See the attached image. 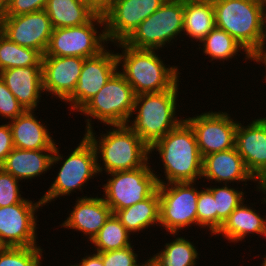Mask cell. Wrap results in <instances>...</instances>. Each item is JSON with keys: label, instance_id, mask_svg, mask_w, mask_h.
Returning <instances> with one entry per match:
<instances>
[{"label": "cell", "instance_id": "1", "mask_svg": "<svg viewBox=\"0 0 266 266\" xmlns=\"http://www.w3.org/2000/svg\"><path fill=\"white\" fill-rule=\"evenodd\" d=\"M154 151L159 152L166 178L157 176L158 184L201 179L203 158L194 130L185 119L150 147V154Z\"/></svg>", "mask_w": 266, "mask_h": 266}, {"label": "cell", "instance_id": "2", "mask_svg": "<svg viewBox=\"0 0 266 266\" xmlns=\"http://www.w3.org/2000/svg\"><path fill=\"white\" fill-rule=\"evenodd\" d=\"M93 131L88 130L85 136L95 148L99 174L134 170L148 163L150 147L128 125H113L100 137Z\"/></svg>", "mask_w": 266, "mask_h": 266}, {"label": "cell", "instance_id": "3", "mask_svg": "<svg viewBox=\"0 0 266 266\" xmlns=\"http://www.w3.org/2000/svg\"><path fill=\"white\" fill-rule=\"evenodd\" d=\"M114 45L122 48V53L116 52L118 67L122 66L120 73L136 95L163 92L172 89L179 82L180 68L166 65L161 56L158 57L156 50L135 49L124 42Z\"/></svg>", "mask_w": 266, "mask_h": 266}, {"label": "cell", "instance_id": "4", "mask_svg": "<svg viewBox=\"0 0 266 266\" xmlns=\"http://www.w3.org/2000/svg\"><path fill=\"white\" fill-rule=\"evenodd\" d=\"M178 87L179 82L172 89L163 92L136 95L132 116L136 115L127 125L149 147L184 120L178 119L176 115Z\"/></svg>", "mask_w": 266, "mask_h": 266}, {"label": "cell", "instance_id": "5", "mask_svg": "<svg viewBox=\"0 0 266 266\" xmlns=\"http://www.w3.org/2000/svg\"><path fill=\"white\" fill-rule=\"evenodd\" d=\"M266 0H213L216 27L231 35L251 56L261 45Z\"/></svg>", "mask_w": 266, "mask_h": 266}, {"label": "cell", "instance_id": "6", "mask_svg": "<svg viewBox=\"0 0 266 266\" xmlns=\"http://www.w3.org/2000/svg\"><path fill=\"white\" fill-rule=\"evenodd\" d=\"M136 94L118 69L78 112L85 115V132L94 128L92 119L108 126L127 125L132 117ZM90 117V118H89Z\"/></svg>", "mask_w": 266, "mask_h": 266}, {"label": "cell", "instance_id": "7", "mask_svg": "<svg viewBox=\"0 0 266 266\" xmlns=\"http://www.w3.org/2000/svg\"><path fill=\"white\" fill-rule=\"evenodd\" d=\"M184 0H166L164 4L141 22L124 41L135 49L158 50L182 36ZM180 34V35H179ZM172 41V42H171Z\"/></svg>", "mask_w": 266, "mask_h": 266}, {"label": "cell", "instance_id": "8", "mask_svg": "<svg viewBox=\"0 0 266 266\" xmlns=\"http://www.w3.org/2000/svg\"><path fill=\"white\" fill-rule=\"evenodd\" d=\"M95 25L103 27L101 33ZM105 44H108L105 35V19L102 14H96L86 24L53 29L43 56L89 58L98 55L106 46L108 48Z\"/></svg>", "mask_w": 266, "mask_h": 266}, {"label": "cell", "instance_id": "9", "mask_svg": "<svg viewBox=\"0 0 266 266\" xmlns=\"http://www.w3.org/2000/svg\"><path fill=\"white\" fill-rule=\"evenodd\" d=\"M63 159L54 182L40 198L43 205L58 197L60 199V196H70V193L81 190L90 179L99 175L95 148L85 135L72 153Z\"/></svg>", "mask_w": 266, "mask_h": 266}, {"label": "cell", "instance_id": "10", "mask_svg": "<svg viewBox=\"0 0 266 266\" xmlns=\"http://www.w3.org/2000/svg\"><path fill=\"white\" fill-rule=\"evenodd\" d=\"M195 185L196 182L158 184L159 226L175 237L180 229L197 226L199 190Z\"/></svg>", "mask_w": 266, "mask_h": 266}, {"label": "cell", "instance_id": "11", "mask_svg": "<svg viewBox=\"0 0 266 266\" xmlns=\"http://www.w3.org/2000/svg\"><path fill=\"white\" fill-rule=\"evenodd\" d=\"M148 162L145 166L127 171L108 173L102 185L105 203L113 214L151 196L158 188L157 174Z\"/></svg>", "mask_w": 266, "mask_h": 266}, {"label": "cell", "instance_id": "12", "mask_svg": "<svg viewBox=\"0 0 266 266\" xmlns=\"http://www.w3.org/2000/svg\"><path fill=\"white\" fill-rule=\"evenodd\" d=\"M33 202L25 198L21 203L0 207V247L38 246L36 212L44 205L41 199Z\"/></svg>", "mask_w": 266, "mask_h": 266}, {"label": "cell", "instance_id": "13", "mask_svg": "<svg viewBox=\"0 0 266 266\" xmlns=\"http://www.w3.org/2000/svg\"><path fill=\"white\" fill-rule=\"evenodd\" d=\"M193 128L202 158L235 147L238 121L227 112H204L185 119Z\"/></svg>", "mask_w": 266, "mask_h": 266}, {"label": "cell", "instance_id": "14", "mask_svg": "<svg viewBox=\"0 0 266 266\" xmlns=\"http://www.w3.org/2000/svg\"><path fill=\"white\" fill-rule=\"evenodd\" d=\"M166 0H113L103 14L109 43L124 42L138 25L160 8Z\"/></svg>", "mask_w": 266, "mask_h": 266}, {"label": "cell", "instance_id": "15", "mask_svg": "<svg viewBox=\"0 0 266 266\" xmlns=\"http://www.w3.org/2000/svg\"><path fill=\"white\" fill-rule=\"evenodd\" d=\"M118 69L116 53L107 48L96 56L85 58L76 88L64 102L71 105V111L78 112Z\"/></svg>", "mask_w": 266, "mask_h": 266}, {"label": "cell", "instance_id": "16", "mask_svg": "<svg viewBox=\"0 0 266 266\" xmlns=\"http://www.w3.org/2000/svg\"><path fill=\"white\" fill-rule=\"evenodd\" d=\"M52 31L51 21L45 10L7 16L0 26V32L10 41L35 49L42 56L46 52Z\"/></svg>", "mask_w": 266, "mask_h": 266}, {"label": "cell", "instance_id": "17", "mask_svg": "<svg viewBox=\"0 0 266 266\" xmlns=\"http://www.w3.org/2000/svg\"><path fill=\"white\" fill-rule=\"evenodd\" d=\"M235 148L247 170L261 184L266 178V117H258L247 126L238 121Z\"/></svg>", "mask_w": 266, "mask_h": 266}, {"label": "cell", "instance_id": "18", "mask_svg": "<svg viewBox=\"0 0 266 266\" xmlns=\"http://www.w3.org/2000/svg\"><path fill=\"white\" fill-rule=\"evenodd\" d=\"M85 58L42 56L43 90L63 102L73 93Z\"/></svg>", "mask_w": 266, "mask_h": 266}, {"label": "cell", "instance_id": "19", "mask_svg": "<svg viewBox=\"0 0 266 266\" xmlns=\"http://www.w3.org/2000/svg\"><path fill=\"white\" fill-rule=\"evenodd\" d=\"M55 144V149L23 150L13 148L0 167L12 174L19 181L30 180L45 174L55 163L62 161L63 156Z\"/></svg>", "mask_w": 266, "mask_h": 266}, {"label": "cell", "instance_id": "20", "mask_svg": "<svg viewBox=\"0 0 266 266\" xmlns=\"http://www.w3.org/2000/svg\"><path fill=\"white\" fill-rule=\"evenodd\" d=\"M77 198L74 209L60 226L83 233L91 242L113 212L103 197Z\"/></svg>", "mask_w": 266, "mask_h": 266}, {"label": "cell", "instance_id": "21", "mask_svg": "<svg viewBox=\"0 0 266 266\" xmlns=\"http://www.w3.org/2000/svg\"><path fill=\"white\" fill-rule=\"evenodd\" d=\"M202 178L215 183L229 184V182H246L255 181L260 183L247 170L242 157L237 149L214 152L203 157Z\"/></svg>", "mask_w": 266, "mask_h": 266}, {"label": "cell", "instance_id": "22", "mask_svg": "<svg viewBox=\"0 0 266 266\" xmlns=\"http://www.w3.org/2000/svg\"><path fill=\"white\" fill-rule=\"evenodd\" d=\"M0 77L25 110H37L44 93L42 66L5 69L0 71Z\"/></svg>", "mask_w": 266, "mask_h": 266}, {"label": "cell", "instance_id": "23", "mask_svg": "<svg viewBox=\"0 0 266 266\" xmlns=\"http://www.w3.org/2000/svg\"><path fill=\"white\" fill-rule=\"evenodd\" d=\"M35 110H25L8 123L14 147L23 150L55 149L56 142L47 126L35 116Z\"/></svg>", "mask_w": 266, "mask_h": 266}, {"label": "cell", "instance_id": "24", "mask_svg": "<svg viewBox=\"0 0 266 266\" xmlns=\"http://www.w3.org/2000/svg\"><path fill=\"white\" fill-rule=\"evenodd\" d=\"M264 217V218H263ZM260 215L253 207L242 202L225 220L216 235H222L231 243H239L250 234L264 235L266 216ZM249 234V235H248Z\"/></svg>", "mask_w": 266, "mask_h": 266}, {"label": "cell", "instance_id": "25", "mask_svg": "<svg viewBox=\"0 0 266 266\" xmlns=\"http://www.w3.org/2000/svg\"><path fill=\"white\" fill-rule=\"evenodd\" d=\"M215 27L212 0H184V35L192 38L191 41L201 42Z\"/></svg>", "mask_w": 266, "mask_h": 266}, {"label": "cell", "instance_id": "26", "mask_svg": "<svg viewBox=\"0 0 266 266\" xmlns=\"http://www.w3.org/2000/svg\"><path fill=\"white\" fill-rule=\"evenodd\" d=\"M114 214L130 234L142 232L154 225L158 226L160 215L158 189L143 201L117 210Z\"/></svg>", "mask_w": 266, "mask_h": 266}, {"label": "cell", "instance_id": "27", "mask_svg": "<svg viewBox=\"0 0 266 266\" xmlns=\"http://www.w3.org/2000/svg\"><path fill=\"white\" fill-rule=\"evenodd\" d=\"M44 10L53 29L86 24L97 14L82 0H48Z\"/></svg>", "mask_w": 266, "mask_h": 266}, {"label": "cell", "instance_id": "28", "mask_svg": "<svg viewBox=\"0 0 266 266\" xmlns=\"http://www.w3.org/2000/svg\"><path fill=\"white\" fill-rule=\"evenodd\" d=\"M200 43L202 45L199 44L198 46L202 47L199 49L204 55L206 54L211 58L210 62L213 60L229 61L241 51L245 54V61L251 60V56L246 50L231 35L220 28L215 27Z\"/></svg>", "mask_w": 266, "mask_h": 266}, {"label": "cell", "instance_id": "29", "mask_svg": "<svg viewBox=\"0 0 266 266\" xmlns=\"http://www.w3.org/2000/svg\"><path fill=\"white\" fill-rule=\"evenodd\" d=\"M196 248L193 242L180 236L150 257L158 266H196L199 259Z\"/></svg>", "mask_w": 266, "mask_h": 266}, {"label": "cell", "instance_id": "30", "mask_svg": "<svg viewBox=\"0 0 266 266\" xmlns=\"http://www.w3.org/2000/svg\"><path fill=\"white\" fill-rule=\"evenodd\" d=\"M41 65L42 55L37 50L20 46L0 32V71Z\"/></svg>", "mask_w": 266, "mask_h": 266}, {"label": "cell", "instance_id": "31", "mask_svg": "<svg viewBox=\"0 0 266 266\" xmlns=\"http://www.w3.org/2000/svg\"><path fill=\"white\" fill-rule=\"evenodd\" d=\"M130 233L121 224L120 220L112 214L91 241L95 246V252H107L124 249L132 245Z\"/></svg>", "mask_w": 266, "mask_h": 266}, {"label": "cell", "instance_id": "32", "mask_svg": "<svg viewBox=\"0 0 266 266\" xmlns=\"http://www.w3.org/2000/svg\"><path fill=\"white\" fill-rule=\"evenodd\" d=\"M215 200L216 205V233L221 228L222 224L229 215L242 203L245 202L243 188L242 191L238 188H232L227 184L220 186H211L208 188Z\"/></svg>", "mask_w": 266, "mask_h": 266}, {"label": "cell", "instance_id": "33", "mask_svg": "<svg viewBox=\"0 0 266 266\" xmlns=\"http://www.w3.org/2000/svg\"><path fill=\"white\" fill-rule=\"evenodd\" d=\"M43 249L32 247H0V266H41Z\"/></svg>", "mask_w": 266, "mask_h": 266}, {"label": "cell", "instance_id": "34", "mask_svg": "<svg viewBox=\"0 0 266 266\" xmlns=\"http://www.w3.org/2000/svg\"><path fill=\"white\" fill-rule=\"evenodd\" d=\"M197 226L216 234V205L212 192L207 188L199 190L197 198Z\"/></svg>", "mask_w": 266, "mask_h": 266}, {"label": "cell", "instance_id": "35", "mask_svg": "<svg viewBox=\"0 0 266 266\" xmlns=\"http://www.w3.org/2000/svg\"><path fill=\"white\" fill-rule=\"evenodd\" d=\"M19 180L0 167V207H8L21 203Z\"/></svg>", "mask_w": 266, "mask_h": 266}, {"label": "cell", "instance_id": "36", "mask_svg": "<svg viewBox=\"0 0 266 266\" xmlns=\"http://www.w3.org/2000/svg\"><path fill=\"white\" fill-rule=\"evenodd\" d=\"M25 111L13 93L0 77V116L4 119H15Z\"/></svg>", "mask_w": 266, "mask_h": 266}, {"label": "cell", "instance_id": "37", "mask_svg": "<svg viewBox=\"0 0 266 266\" xmlns=\"http://www.w3.org/2000/svg\"><path fill=\"white\" fill-rule=\"evenodd\" d=\"M134 245L120 250L101 252L104 266H135L138 263V255L133 248Z\"/></svg>", "mask_w": 266, "mask_h": 266}, {"label": "cell", "instance_id": "38", "mask_svg": "<svg viewBox=\"0 0 266 266\" xmlns=\"http://www.w3.org/2000/svg\"><path fill=\"white\" fill-rule=\"evenodd\" d=\"M48 0H7V16H18L44 10Z\"/></svg>", "mask_w": 266, "mask_h": 266}, {"label": "cell", "instance_id": "39", "mask_svg": "<svg viewBox=\"0 0 266 266\" xmlns=\"http://www.w3.org/2000/svg\"><path fill=\"white\" fill-rule=\"evenodd\" d=\"M14 143L9 123L0 125V165L13 150Z\"/></svg>", "mask_w": 266, "mask_h": 266}, {"label": "cell", "instance_id": "40", "mask_svg": "<svg viewBox=\"0 0 266 266\" xmlns=\"http://www.w3.org/2000/svg\"><path fill=\"white\" fill-rule=\"evenodd\" d=\"M97 14H104L111 6L113 0H82Z\"/></svg>", "mask_w": 266, "mask_h": 266}, {"label": "cell", "instance_id": "41", "mask_svg": "<svg viewBox=\"0 0 266 266\" xmlns=\"http://www.w3.org/2000/svg\"><path fill=\"white\" fill-rule=\"evenodd\" d=\"M73 266H104L101 254L94 252L81 258V262L75 263Z\"/></svg>", "mask_w": 266, "mask_h": 266}, {"label": "cell", "instance_id": "42", "mask_svg": "<svg viewBox=\"0 0 266 266\" xmlns=\"http://www.w3.org/2000/svg\"><path fill=\"white\" fill-rule=\"evenodd\" d=\"M251 61L254 63L256 62L257 64L262 63L265 65L264 67L266 68V46L265 45H260V47L251 55ZM265 79L266 80V74H265Z\"/></svg>", "mask_w": 266, "mask_h": 266}, {"label": "cell", "instance_id": "43", "mask_svg": "<svg viewBox=\"0 0 266 266\" xmlns=\"http://www.w3.org/2000/svg\"><path fill=\"white\" fill-rule=\"evenodd\" d=\"M265 44H266V2L263 10L262 35H261V45Z\"/></svg>", "mask_w": 266, "mask_h": 266}, {"label": "cell", "instance_id": "44", "mask_svg": "<svg viewBox=\"0 0 266 266\" xmlns=\"http://www.w3.org/2000/svg\"><path fill=\"white\" fill-rule=\"evenodd\" d=\"M7 17V0H0V26Z\"/></svg>", "mask_w": 266, "mask_h": 266}, {"label": "cell", "instance_id": "45", "mask_svg": "<svg viewBox=\"0 0 266 266\" xmlns=\"http://www.w3.org/2000/svg\"><path fill=\"white\" fill-rule=\"evenodd\" d=\"M152 258L144 261V263H137L135 266H148L152 262Z\"/></svg>", "mask_w": 266, "mask_h": 266}, {"label": "cell", "instance_id": "46", "mask_svg": "<svg viewBox=\"0 0 266 266\" xmlns=\"http://www.w3.org/2000/svg\"><path fill=\"white\" fill-rule=\"evenodd\" d=\"M261 266H266V256L263 257V262H262Z\"/></svg>", "mask_w": 266, "mask_h": 266}, {"label": "cell", "instance_id": "47", "mask_svg": "<svg viewBox=\"0 0 266 266\" xmlns=\"http://www.w3.org/2000/svg\"><path fill=\"white\" fill-rule=\"evenodd\" d=\"M148 266H158L154 261H152Z\"/></svg>", "mask_w": 266, "mask_h": 266}, {"label": "cell", "instance_id": "48", "mask_svg": "<svg viewBox=\"0 0 266 266\" xmlns=\"http://www.w3.org/2000/svg\"><path fill=\"white\" fill-rule=\"evenodd\" d=\"M263 238L264 239L266 238V225H265V232H264Z\"/></svg>", "mask_w": 266, "mask_h": 266}]
</instances>
